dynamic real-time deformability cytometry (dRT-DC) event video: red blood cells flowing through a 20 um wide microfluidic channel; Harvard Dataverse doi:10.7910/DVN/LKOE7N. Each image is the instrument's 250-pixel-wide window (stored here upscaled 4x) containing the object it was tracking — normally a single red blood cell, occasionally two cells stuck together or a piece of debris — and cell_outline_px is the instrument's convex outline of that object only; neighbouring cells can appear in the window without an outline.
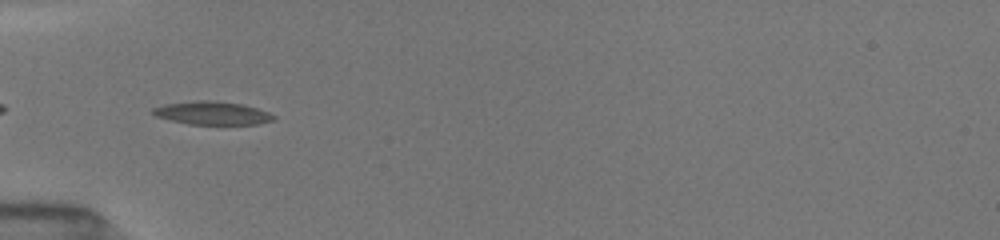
{"species": "common noctule bat (a hibernating species)", "species_latin": "Nyctalus noctula", "temperature_condition": "room temperature", "stored_images_in_passage": 36, "camera_frame_rate_fps": 3000, "um_per_image_px": 0.085, "animal": {"sex": "female", "body_mass_g": 19.5, "forearm_length_mm": 54.1}, "frame": {"image": 1, "passage_image": 2, "time_ms": 0.333, "image_size_px": [1000, 240], "cell_outline_px": [[276, 120], [260, 124], [188, 124], [156, 116], [148, 112], [152, 108], [164, 104], [200, 100], [216, 100], [240, 104], [256, 108], [268, 112], [276, 116]], "centroid_in_image_um": [18.04, 9.61], "position_along_channel_um": 67.0, "area_um2": 16.42}}
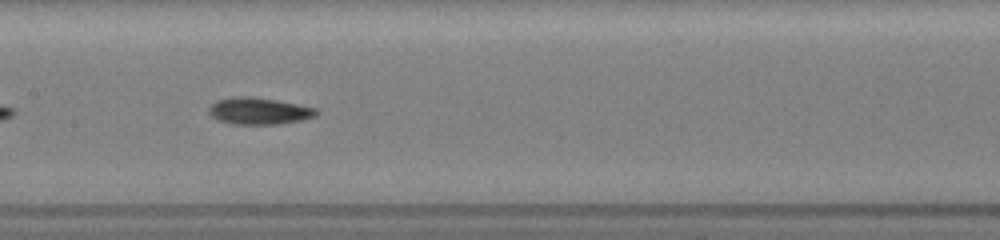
{"frame": {"image": 2, "passage_image": 11, "time_ms": 3.333, "image_size_px": [1000, 240], "cell_outline_px": [[320, 112], [316, 116], [300, 120], [276, 124], [236, 124], [216, 120], [208, 112], [208, 108], [216, 100], [236, 96], [248, 96], [276, 100], [316, 108]], "centroid_in_image_um": [21.99, 9.43], "position_along_channel_um": 185.4, "area_um2": 16.7}}
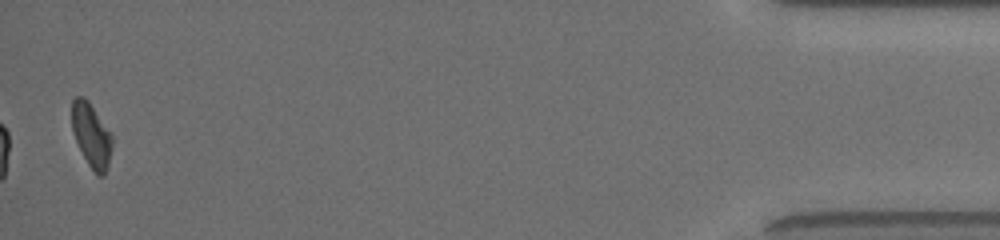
{"frame": {"image": 3, "passage_image": 35, "time_ms": 11.333, "image_size_px": [1000, 240], "cell_outline_px": [[112, 148], [108, 164], [104, 176], [96, 176], [88, 164], [72, 132], [72, 100], [76, 96], [84, 96], [88, 100], [112, 136]], "centroid_in_image_um": [7.76, 11.51], "position_along_channel_um": 427.4, "area_um2": 14.85}, "authors_computed_cell_mechanics": {"area_um2": 15.9239, "velocity_mm_per_s": 4.0262, "shape_relaxation_time_tau1_ms": 9.3522, "shape_relaxation_time_tau2_ms": null, "deformation_change_tau1": 0.2123, "deformation_change_tau2": null}}